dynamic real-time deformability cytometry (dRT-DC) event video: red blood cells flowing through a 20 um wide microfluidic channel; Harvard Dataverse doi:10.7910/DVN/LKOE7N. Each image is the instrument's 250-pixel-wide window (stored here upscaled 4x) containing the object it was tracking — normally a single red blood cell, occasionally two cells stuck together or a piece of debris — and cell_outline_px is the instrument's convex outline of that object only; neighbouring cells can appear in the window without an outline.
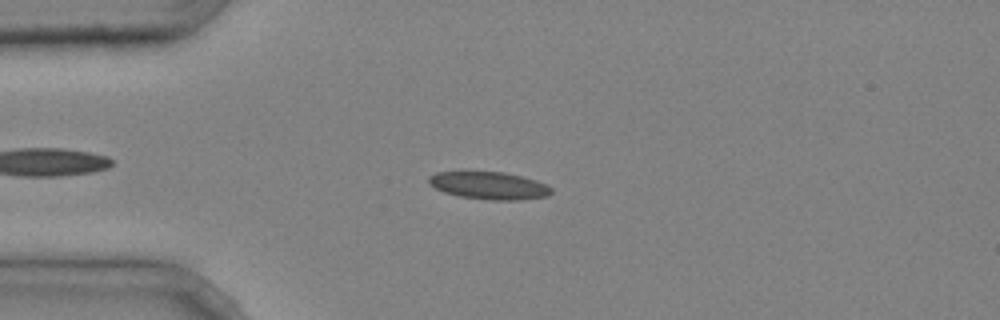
{"species": "common noctule bat (a hibernating species)", "species_latin": "Nyctalus noctula", "temperature_condition": "cold", "stored_images_in_passage": 2, "camera_frame_rate_fps": 3000, "um_per_image_px": 0.085, "animal": {"sex": "male", "body_mass_g": 20.4}, "frame": {"image": 1, "passage_image": 2, "time_ms": 0.333, "image_size_px": [1000, 320], "cell_outline_px": [[552, 192], [548, 196], [516, 200], [492, 200], [460, 196], [444, 192], [428, 184], [428, 176], [436, 172], [504, 172], [536, 180], [552, 188]], "centroid_in_image_um": [41.55, 15.77], "position_along_channel_um": 43.4, "area_um2": 19.48}}